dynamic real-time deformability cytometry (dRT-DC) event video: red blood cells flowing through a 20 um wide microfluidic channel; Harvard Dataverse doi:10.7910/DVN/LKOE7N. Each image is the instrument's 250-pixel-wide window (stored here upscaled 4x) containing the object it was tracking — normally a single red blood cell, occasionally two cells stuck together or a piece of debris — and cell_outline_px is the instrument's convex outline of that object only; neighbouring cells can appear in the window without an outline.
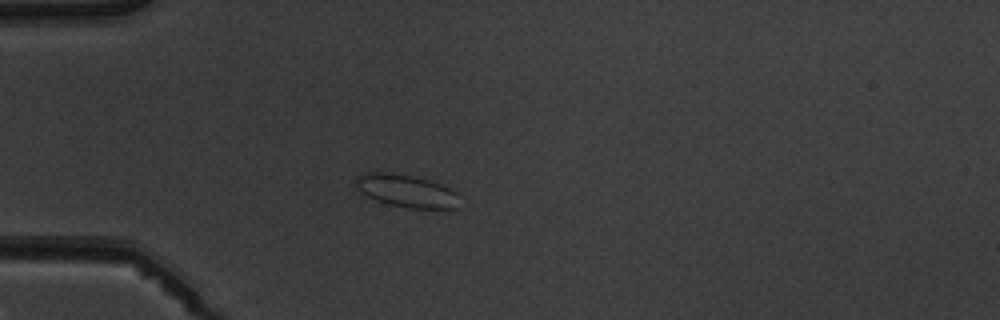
{"species": "common noctule bat (a hibernating species)", "species_latin": "Nyctalus noctula", "temperature_condition": "warm", "stored_images_in_passage": 3, "camera_frame_rate_fps": 3000, "um_per_image_px": 0.085, "animal": {"sex": "male", "body_mass_g": 19.5, "forearm_length_mm": 54.6}, "frame": {"image": 1, "passage_image": 3, "time_ms": 2.333, "image_size_px": [1000, 320], "cell_outline_px": [[460, 208], [408, 208], [388, 204], [376, 200], [360, 192], [356, 188], [356, 176], [364, 172], [392, 172], [412, 176], [428, 180], [440, 184], [456, 192]], "centroid_in_image_um": [34.5, 16.22], "position_along_channel_um": 50.5, "area_um2": 19.71}}